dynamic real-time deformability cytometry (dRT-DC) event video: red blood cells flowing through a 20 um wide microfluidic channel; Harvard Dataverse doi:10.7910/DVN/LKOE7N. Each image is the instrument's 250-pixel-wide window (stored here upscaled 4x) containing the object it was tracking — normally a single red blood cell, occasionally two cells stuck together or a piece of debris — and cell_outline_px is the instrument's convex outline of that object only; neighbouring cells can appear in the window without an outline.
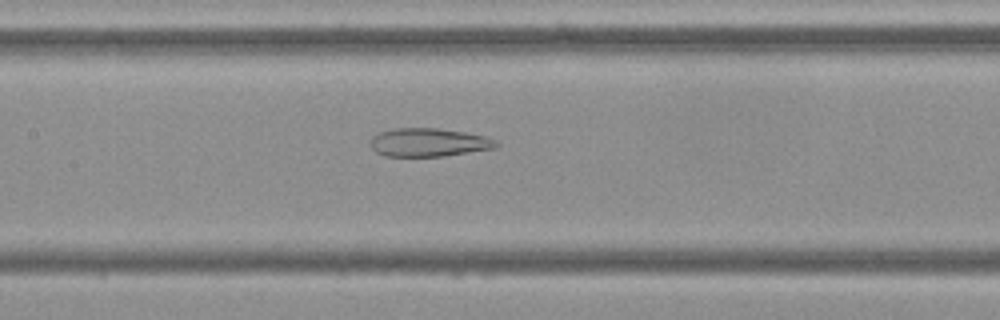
{"species": "Egyptian fruit bat (a non-hibernating species)", "species_latin": "Rousettus aegyptiacus", "temperature_condition": "cold", "stored_images_in_passage": 41, "camera_frame_rate_fps": 3000, "um_per_image_px": 0.085, "frame": {"image": 1, "passage_image": 13, "time_ms": 4.0, "image_size_px": [1000, 320], "cell_outline_px": [[500, 144], [496, 148], [444, 156], [384, 156], [376, 152], [372, 148], [368, 140], [372, 136], [380, 132], [392, 128], [436, 128], [464, 132], [488, 136], [496, 140]], "centroid_in_image_um": [36.44, 12.1], "position_along_channel_um": 171.0, "area_um2": 21.04}}
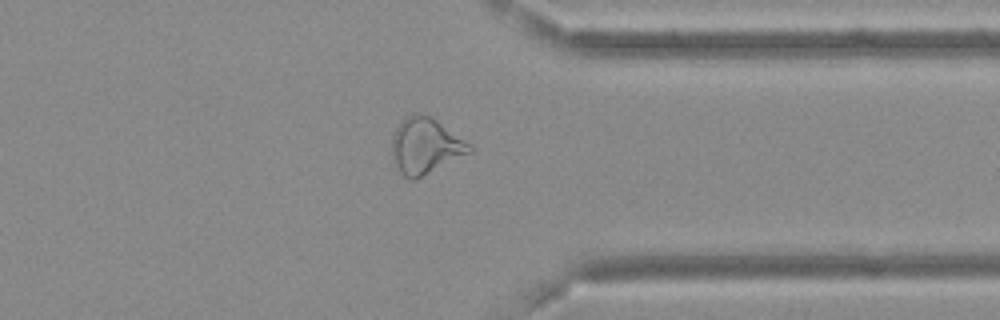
{"frame": {"image": 2, "passage_image": 30, "time_ms": 9.667, "image_size_px": [1000, 320], "cell_outline_px": [[472, 152], [416, 180], [412, 180], [404, 176], [396, 168], [392, 160], [392, 136], [396, 128], [408, 116], [416, 112], [420, 112], [432, 116], [472, 144]], "centroid_in_image_um": [36.18, 12.41], "position_along_channel_um": 375.2, "area_um2": 25.66}}
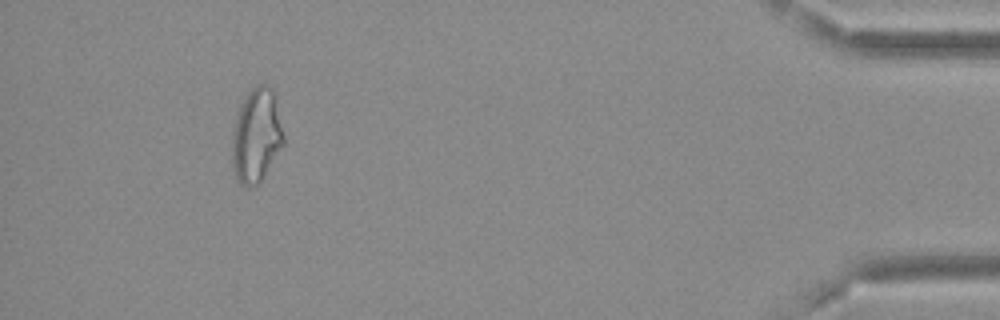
{"frame": {"image": 3, "passage_image": 38, "time_ms": 12.333, "image_size_px": [1000, 320], "cell_outline_px": [[284, 144], [260, 180], [252, 188], [248, 188], [240, 184], [236, 176], [232, 164], [232, 132], [236, 116], [240, 104], [248, 92], [256, 84], [264, 84], [272, 88], [284, 136]], "centroid_in_image_um": [21.77, 11.52], "position_along_channel_um": 413.4, "area_um2": 27.98}, "authors_computed_cell_mechanics": {"area_um2": 23.409, "velocity_mm_per_s": 3.6781, "shape_relaxation_time_tau1_ms": null, "shape_relaxation_time_tau2_ms": 3.1106, "deformation_change_tau1": null, "deformation_change_tau2": 0.1393}}